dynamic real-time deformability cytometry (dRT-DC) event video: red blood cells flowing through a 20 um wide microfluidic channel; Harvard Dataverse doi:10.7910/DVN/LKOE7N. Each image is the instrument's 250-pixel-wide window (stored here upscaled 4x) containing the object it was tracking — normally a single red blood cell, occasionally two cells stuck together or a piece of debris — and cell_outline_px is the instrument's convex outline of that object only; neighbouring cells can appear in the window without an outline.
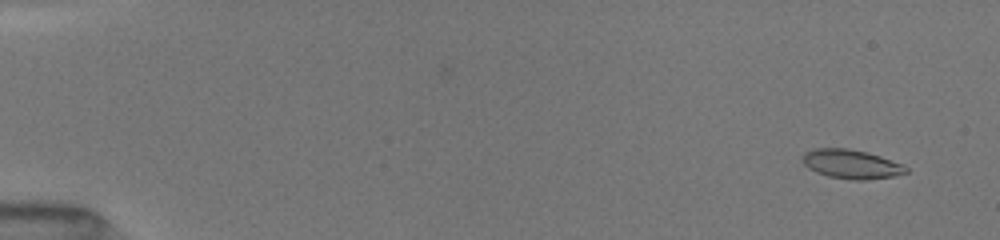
{"species": "common noctule bat (a hibernating species)", "species_latin": "Nyctalus noctula", "temperature_condition": "room temperature", "stored_images_in_passage": 13, "camera_frame_rate_fps": 3000, "um_per_image_px": 0.085, "animal": {"sex": "female", "body_mass_g": 19.5, "forearm_length_mm": 54.1}, "frame": {"image": 1, "passage_image": 1, "time_ms": 0.0, "image_size_px": [1000, 240], "cell_outline_px": [[908, 172], [892, 176], [864, 180], [852, 180], [828, 176], [816, 172], [808, 168], [804, 164], [800, 156], [804, 152], [812, 148], [848, 148], [868, 152], [904, 164], [908, 168]], "centroid_in_image_um": [72.33, 13.93], "position_along_channel_um": 12.7, "area_um2": 17.74}}
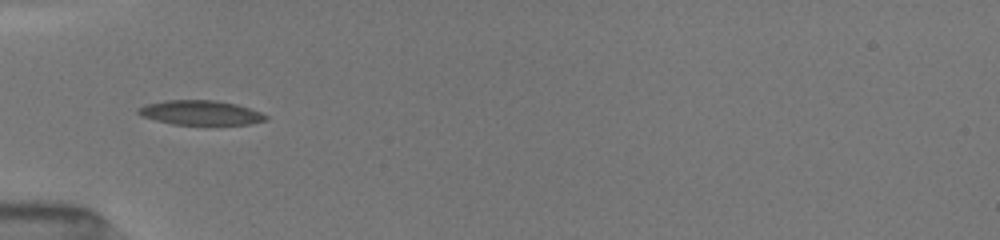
{"frame": {"image": 2, "passage_image": 12, "time_ms": 5.0, "image_size_px": [1000, 240], "cell_outline_px": [[268, 120], [248, 124], [172, 124], [140, 116], [136, 112], [136, 108], [144, 104], [168, 100], [216, 100], [236, 104], [260, 112], [268, 116]], "centroid_in_image_um": [17.0, 9.57], "position_along_channel_um": 68.0, "area_um2": 18.21}}